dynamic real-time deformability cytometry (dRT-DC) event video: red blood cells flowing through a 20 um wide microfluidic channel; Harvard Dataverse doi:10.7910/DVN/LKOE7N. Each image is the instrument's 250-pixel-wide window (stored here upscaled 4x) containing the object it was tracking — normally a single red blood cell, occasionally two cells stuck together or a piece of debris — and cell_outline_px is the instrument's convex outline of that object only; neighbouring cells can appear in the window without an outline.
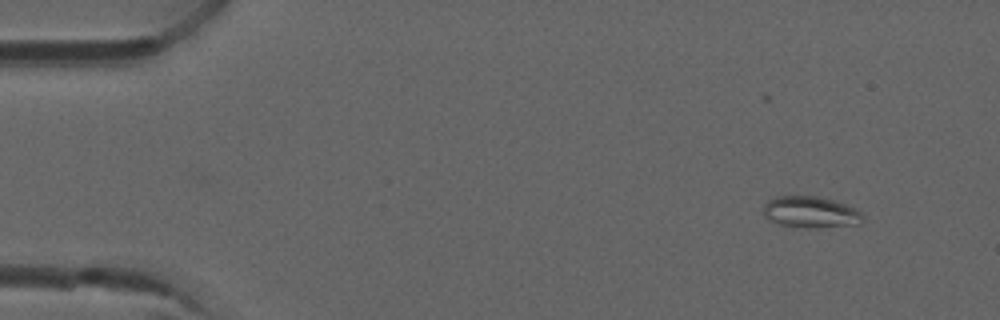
{"species": "common noctule bat (a hibernating species)", "species_latin": "Nyctalus noctula", "temperature_condition": "room temperature", "stored_images_in_passage": 4, "camera_frame_rate_fps": 3000, "um_per_image_px": 0.085, "animal": {"sex": "male", "forearm_length_mm": 52.5}, "frame": {"image": 1, "passage_image": 1, "time_ms": 0.0, "image_size_px": [1000, 320], "cell_outline_px": [[864, 220], [860, 224], [820, 228], [796, 228], [780, 224], [764, 216], [764, 204], [768, 200], [776, 196], [816, 196], [832, 200], [844, 204], [860, 212], [864, 216]], "centroid_in_image_um": [68.9, 18.05], "position_along_channel_um": 16.1, "area_um2": 18.26}}
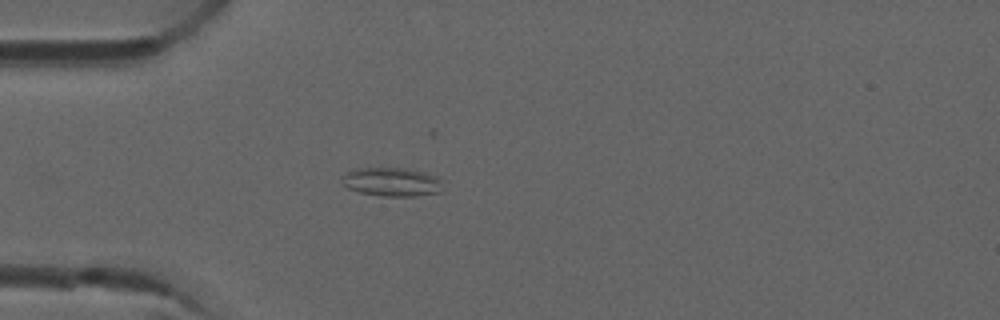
{"frame": {"image": 2, "passage_image": 4, "time_ms": 1.0, "image_size_px": [1000, 320], "cell_outline_px": [[440, 192], [416, 196], [384, 196], [360, 192], [348, 188], [344, 184], [344, 176], [352, 168], [408, 168], [424, 172], [436, 176], [440, 180]], "centroid_in_image_um": [33.31, 15.45], "position_along_channel_um": 51.7, "area_um2": 16.65}}